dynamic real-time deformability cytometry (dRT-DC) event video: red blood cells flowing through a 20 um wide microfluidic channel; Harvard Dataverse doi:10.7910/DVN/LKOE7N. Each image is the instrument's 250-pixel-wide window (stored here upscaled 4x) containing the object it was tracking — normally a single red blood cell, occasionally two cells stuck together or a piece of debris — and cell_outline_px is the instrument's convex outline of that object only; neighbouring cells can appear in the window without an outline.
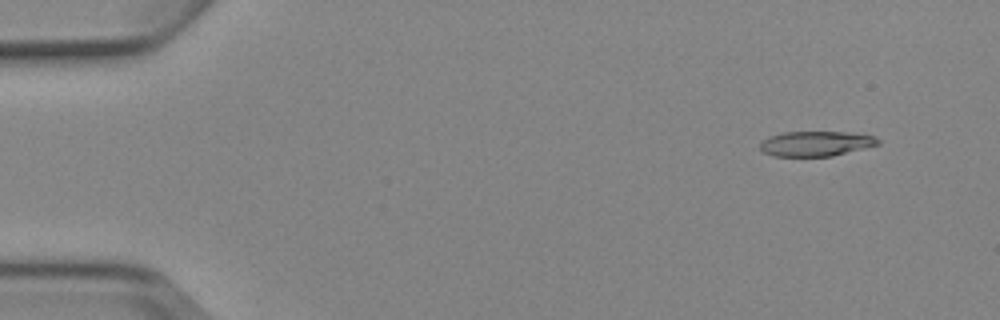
{"species": "Egyptian fruit bat (a non-hibernating species)", "species_latin": "Rousettus aegyptiacus", "temperature_condition": "cold", "stored_images_in_passage": 5, "segment_of_instrument_passage": [1, 2], "camera_frame_rate_fps": 3000, "um_per_image_px": 0.085, "animal": {"sex": "female"}, "frame": {"image": 1, "passage_image": 1, "time_ms": 0.0, "image_size_px": [1000, 320], "cell_outline_px": [[880, 144], [832, 156], [772, 156], [764, 152], [760, 148], [760, 144], [768, 136], [784, 132], [844, 132], [876, 136], [880, 140]], "centroid_in_image_um": [69.36, 12.21], "position_along_channel_um": 15.6, "area_um2": 17.11}}
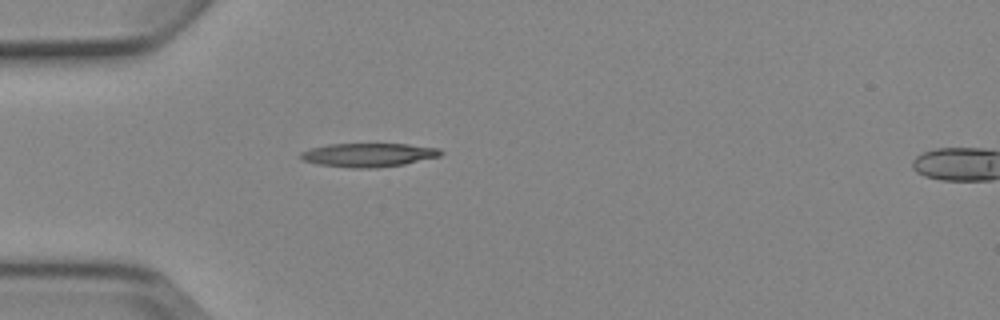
{"frame": {"image": 2, "passage_image": 4, "time_ms": 3.667, "image_size_px": [1000, 320], "cell_outline_px": [[444, 152], [440, 156], [404, 164], [376, 168], [352, 168], [320, 164], [304, 160], [300, 156], [300, 152], [312, 148], [328, 144], [408, 144], [440, 148]], "centroid_in_image_um": [31.37, 13.16], "position_along_channel_um": 53.6, "area_um2": 19.25}}